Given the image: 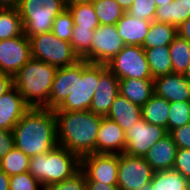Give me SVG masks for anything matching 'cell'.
Wrapping results in <instances>:
<instances>
[{"instance_id": "obj_45", "label": "cell", "mask_w": 190, "mask_h": 190, "mask_svg": "<svg viewBox=\"0 0 190 190\" xmlns=\"http://www.w3.org/2000/svg\"><path fill=\"white\" fill-rule=\"evenodd\" d=\"M21 0H0V7L5 9H18Z\"/></svg>"}, {"instance_id": "obj_16", "label": "cell", "mask_w": 190, "mask_h": 190, "mask_svg": "<svg viewBox=\"0 0 190 190\" xmlns=\"http://www.w3.org/2000/svg\"><path fill=\"white\" fill-rule=\"evenodd\" d=\"M31 107L15 86L0 97V129L12 131Z\"/></svg>"}, {"instance_id": "obj_18", "label": "cell", "mask_w": 190, "mask_h": 190, "mask_svg": "<svg viewBox=\"0 0 190 190\" xmlns=\"http://www.w3.org/2000/svg\"><path fill=\"white\" fill-rule=\"evenodd\" d=\"M176 151L177 145L168 133L149 149L144 159L155 172L164 171L173 168Z\"/></svg>"}, {"instance_id": "obj_4", "label": "cell", "mask_w": 190, "mask_h": 190, "mask_svg": "<svg viewBox=\"0 0 190 190\" xmlns=\"http://www.w3.org/2000/svg\"><path fill=\"white\" fill-rule=\"evenodd\" d=\"M80 169L81 159L57 145L48 153L31 157L28 172L44 186L71 178Z\"/></svg>"}, {"instance_id": "obj_44", "label": "cell", "mask_w": 190, "mask_h": 190, "mask_svg": "<svg viewBox=\"0 0 190 190\" xmlns=\"http://www.w3.org/2000/svg\"><path fill=\"white\" fill-rule=\"evenodd\" d=\"M177 34L190 42V18L177 28Z\"/></svg>"}, {"instance_id": "obj_8", "label": "cell", "mask_w": 190, "mask_h": 190, "mask_svg": "<svg viewBox=\"0 0 190 190\" xmlns=\"http://www.w3.org/2000/svg\"><path fill=\"white\" fill-rule=\"evenodd\" d=\"M106 66L118 79H153L142 46L125 45Z\"/></svg>"}, {"instance_id": "obj_34", "label": "cell", "mask_w": 190, "mask_h": 190, "mask_svg": "<svg viewBox=\"0 0 190 190\" xmlns=\"http://www.w3.org/2000/svg\"><path fill=\"white\" fill-rule=\"evenodd\" d=\"M168 116V133L190 123V102H170Z\"/></svg>"}, {"instance_id": "obj_37", "label": "cell", "mask_w": 190, "mask_h": 190, "mask_svg": "<svg viewBox=\"0 0 190 190\" xmlns=\"http://www.w3.org/2000/svg\"><path fill=\"white\" fill-rule=\"evenodd\" d=\"M156 9L154 0H134L127 12L135 18L154 21Z\"/></svg>"}, {"instance_id": "obj_24", "label": "cell", "mask_w": 190, "mask_h": 190, "mask_svg": "<svg viewBox=\"0 0 190 190\" xmlns=\"http://www.w3.org/2000/svg\"><path fill=\"white\" fill-rule=\"evenodd\" d=\"M170 102L155 94L141 107L142 118L149 124L159 125L167 129Z\"/></svg>"}, {"instance_id": "obj_15", "label": "cell", "mask_w": 190, "mask_h": 190, "mask_svg": "<svg viewBox=\"0 0 190 190\" xmlns=\"http://www.w3.org/2000/svg\"><path fill=\"white\" fill-rule=\"evenodd\" d=\"M154 94L169 102H189L190 81L178 73L159 76L154 79Z\"/></svg>"}, {"instance_id": "obj_43", "label": "cell", "mask_w": 190, "mask_h": 190, "mask_svg": "<svg viewBox=\"0 0 190 190\" xmlns=\"http://www.w3.org/2000/svg\"><path fill=\"white\" fill-rule=\"evenodd\" d=\"M86 190H120L117 186L106 185L100 182L87 181Z\"/></svg>"}, {"instance_id": "obj_38", "label": "cell", "mask_w": 190, "mask_h": 190, "mask_svg": "<svg viewBox=\"0 0 190 190\" xmlns=\"http://www.w3.org/2000/svg\"><path fill=\"white\" fill-rule=\"evenodd\" d=\"M10 190H42V184L29 172L10 176Z\"/></svg>"}, {"instance_id": "obj_48", "label": "cell", "mask_w": 190, "mask_h": 190, "mask_svg": "<svg viewBox=\"0 0 190 190\" xmlns=\"http://www.w3.org/2000/svg\"><path fill=\"white\" fill-rule=\"evenodd\" d=\"M93 1L94 0H64L66 8H68L71 5L91 3Z\"/></svg>"}, {"instance_id": "obj_14", "label": "cell", "mask_w": 190, "mask_h": 190, "mask_svg": "<svg viewBox=\"0 0 190 190\" xmlns=\"http://www.w3.org/2000/svg\"><path fill=\"white\" fill-rule=\"evenodd\" d=\"M119 94V79L107 68L106 64H99L98 86L93 94L89 110L106 117L114 99Z\"/></svg>"}, {"instance_id": "obj_27", "label": "cell", "mask_w": 190, "mask_h": 190, "mask_svg": "<svg viewBox=\"0 0 190 190\" xmlns=\"http://www.w3.org/2000/svg\"><path fill=\"white\" fill-rule=\"evenodd\" d=\"M151 185L153 190H190V180L174 169L154 172Z\"/></svg>"}, {"instance_id": "obj_26", "label": "cell", "mask_w": 190, "mask_h": 190, "mask_svg": "<svg viewBox=\"0 0 190 190\" xmlns=\"http://www.w3.org/2000/svg\"><path fill=\"white\" fill-rule=\"evenodd\" d=\"M177 35V27L174 25L152 21L142 47L169 46Z\"/></svg>"}, {"instance_id": "obj_5", "label": "cell", "mask_w": 190, "mask_h": 190, "mask_svg": "<svg viewBox=\"0 0 190 190\" xmlns=\"http://www.w3.org/2000/svg\"><path fill=\"white\" fill-rule=\"evenodd\" d=\"M99 81V64L80 60L73 65L72 92L65 101L54 110L87 111L89 110Z\"/></svg>"}, {"instance_id": "obj_50", "label": "cell", "mask_w": 190, "mask_h": 190, "mask_svg": "<svg viewBox=\"0 0 190 190\" xmlns=\"http://www.w3.org/2000/svg\"><path fill=\"white\" fill-rule=\"evenodd\" d=\"M183 75L190 81V63L187 66V69Z\"/></svg>"}, {"instance_id": "obj_35", "label": "cell", "mask_w": 190, "mask_h": 190, "mask_svg": "<svg viewBox=\"0 0 190 190\" xmlns=\"http://www.w3.org/2000/svg\"><path fill=\"white\" fill-rule=\"evenodd\" d=\"M74 22L68 9L58 14L54 19L52 32L58 39L70 42L73 33Z\"/></svg>"}, {"instance_id": "obj_10", "label": "cell", "mask_w": 190, "mask_h": 190, "mask_svg": "<svg viewBox=\"0 0 190 190\" xmlns=\"http://www.w3.org/2000/svg\"><path fill=\"white\" fill-rule=\"evenodd\" d=\"M125 46L115 25H100L94 30L91 50L83 59L89 63L106 64Z\"/></svg>"}, {"instance_id": "obj_40", "label": "cell", "mask_w": 190, "mask_h": 190, "mask_svg": "<svg viewBox=\"0 0 190 190\" xmlns=\"http://www.w3.org/2000/svg\"><path fill=\"white\" fill-rule=\"evenodd\" d=\"M177 148L190 150V123L169 132Z\"/></svg>"}, {"instance_id": "obj_13", "label": "cell", "mask_w": 190, "mask_h": 190, "mask_svg": "<svg viewBox=\"0 0 190 190\" xmlns=\"http://www.w3.org/2000/svg\"><path fill=\"white\" fill-rule=\"evenodd\" d=\"M30 59V41L25 34L0 41V72L14 77Z\"/></svg>"}, {"instance_id": "obj_17", "label": "cell", "mask_w": 190, "mask_h": 190, "mask_svg": "<svg viewBox=\"0 0 190 190\" xmlns=\"http://www.w3.org/2000/svg\"><path fill=\"white\" fill-rule=\"evenodd\" d=\"M126 149L124 130L113 120L103 117L97 135V154H122Z\"/></svg>"}, {"instance_id": "obj_9", "label": "cell", "mask_w": 190, "mask_h": 190, "mask_svg": "<svg viewBox=\"0 0 190 190\" xmlns=\"http://www.w3.org/2000/svg\"><path fill=\"white\" fill-rule=\"evenodd\" d=\"M154 172L144 157L119 154L117 187L120 190H139L151 182Z\"/></svg>"}, {"instance_id": "obj_29", "label": "cell", "mask_w": 190, "mask_h": 190, "mask_svg": "<svg viewBox=\"0 0 190 190\" xmlns=\"http://www.w3.org/2000/svg\"><path fill=\"white\" fill-rule=\"evenodd\" d=\"M169 50L173 73L184 74L190 63V42L177 35Z\"/></svg>"}, {"instance_id": "obj_19", "label": "cell", "mask_w": 190, "mask_h": 190, "mask_svg": "<svg viewBox=\"0 0 190 190\" xmlns=\"http://www.w3.org/2000/svg\"><path fill=\"white\" fill-rule=\"evenodd\" d=\"M152 21L141 20L125 12L117 22L116 30L125 45L142 46Z\"/></svg>"}, {"instance_id": "obj_51", "label": "cell", "mask_w": 190, "mask_h": 190, "mask_svg": "<svg viewBox=\"0 0 190 190\" xmlns=\"http://www.w3.org/2000/svg\"><path fill=\"white\" fill-rule=\"evenodd\" d=\"M139 190H153L151 182L147 185L142 186Z\"/></svg>"}, {"instance_id": "obj_46", "label": "cell", "mask_w": 190, "mask_h": 190, "mask_svg": "<svg viewBox=\"0 0 190 190\" xmlns=\"http://www.w3.org/2000/svg\"><path fill=\"white\" fill-rule=\"evenodd\" d=\"M10 176L0 169V190L9 189Z\"/></svg>"}, {"instance_id": "obj_3", "label": "cell", "mask_w": 190, "mask_h": 190, "mask_svg": "<svg viewBox=\"0 0 190 190\" xmlns=\"http://www.w3.org/2000/svg\"><path fill=\"white\" fill-rule=\"evenodd\" d=\"M57 68L31 58L14 76V86L30 107L48 108Z\"/></svg>"}, {"instance_id": "obj_42", "label": "cell", "mask_w": 190, "mask_h": 190, "mask_svg": "<svg viewBox=\"0 0 190 190\" xmlns=\"http://www.w3.org/2000/svg\"><path fill=\"white\" fill-rule=\"evenodd\" d=\"M14 86V77L0 72V97Z\"/></svg>"}, {"instance_id": "obj_22", "label": "cell", "mask_w": 190, "mask_h": 190, "mask_svg": "<svg viewBox=\"0 0 190 190\" xmlns=\"http://www.w3.org/2000/svg\"><path fill=\"white\" fill-rule=\"evenodd\" d=\"M73 65L56 71L49 95V109H57L72 92Z\"/></svg>"}, {"instance_id": "obj_11", "label": "cell", "mask_w": 190, "mask_h": 190, "mask_svg": "<svg viewBox=\"0 0 190 190\" xmlns=\"http://www.w3.org/2000/svg\"><path fill=\"white\" fill-rule=\"evenodd\" d=\"M167 134L166 128L149 124L141 119L131 129L125 131L126 149L124 153L144 157L149 149Z\"/></svg>"}, {"instance_id": "obj_23", "label": "cell", "mask_w": 190, "mask_h": 190, "mask_svg": "<svg viewBox=\"0 0 190 190\" xmlns=\"http://www.w3.org/2000/svg\"><path fill=\"white\" fill-rule=\"evenodd\" d=\"M190 18V0H174L171 4L160 5L156 9L154 21L179 27Z\"/></svg>"}, {"instance_id": "obj_39", "label": "cell", "mask_w": 190, "mask_h": 190, "mask_svg": "<svg viewBox=\"0 0 190 190\" xmlns=\"http://www.w3.org/2000/svg\"><path fill=\"white\" fill-rule=\"evenodd\" d=\"M178 171L183 177L190 180V150L177 148L175 163L173 168Z\"/></svg>"}, {"instance_id": "obj_49", "label": "cell", "mask_w": 190, "mask_h": 190, "mask_svg": "<svg viewBox=\"0 0 190 190\" xmlns=\"http://www.w3.org/2000/svg\"><path fill=\"white\" fill-rule=\"evenodd\" d=\"M156 6L159 7L160 5L171 4L174 0H154Z\"/></svg>"}, {"instance_id": "obj_2", "label": "cell", "mask_w": 190, "mask_h": 190, "mask_svg": "<svg viewBox=\"0 0 190 190\" xmlns=\"http://www.w3.org/2000/svg\"><path fill=\"white\" fill-rule=\"evenodd\" d=\"M12 132L15 147L29 158L48 153L58 145L56 117L48 108L31 107Z\"/></svg>"}, {"instance_id": "obj_1", "label": "cell", "mask_w": 190, "mask_h": 190, "mask_svg": "<svg viewBox=\"0 0 190 190\" xmlns=\"http://www.w3.org/2000/svg\"><path fill=\"white\" fill-rule=\"evenodd\" d=\"M57 143L80 159L96 153L97 135L103 116L87 111L53 110Z\"/></svg>"}, {"instance_id": "obj_47", "label": "cell", "mask_w": 190, "mask_h": 190, "mask_svg": "<svg viewBox=\"0 0 190 190\" xmlns=\"http://www.w3.org/2000/svg\"><path fill=\"white\" fill-rule=\"evenodd\" d=\"M120 6L121 8L127 12L128 9L131 7V5L133 4L134 0H115Z\"/></svg>"}, {"instance_id": "obj_21", "label": "cell", "mask_w": 190, "mask_h": 190, "mask_svg": "<svg viewBox=\"0 0 190 190\" xmlns=\"http://www.w3.org/2000/svg\"><path fill=\"white\" fill-rule=\"evenodd\" d=\"M119 92L131 103L142 107L154 95V79H119Z\"/></svg>"}, {"instance_id": "obj_20", "label": "cell", "mask_w": 190, "mask_h": 190, "mask_svg": "<svg viewBox=\"0 0 190 190\" xmlns=\"http://www.w3.org/2000/svg\"><path fill=\"white\" fill-rule=\"evenodd\" d=\"M107 118L115 121L124 132L131 129L142 118L141 107L119 94L111 106Z\"/></svg>"}, {"instance_id": "obj_31", "label": "cell", "mask_w": 190, "mask_h": 190, "mask_svg": "<svg viewBox=\"0 0 190 190\" xmlns=\"http://www.w3.org/2000/svg\"><path fill=\"white\" fill-rule=\"evenodd\" d=\"M30 158L19 150L13 147L0 161V169L7 175L13 176L28 172Z\"/></svg>"}, {"instance_id": "obj_33", "label": "cell", "mask_w": 190, "mask_h": 190, "mask_svg": "<svg viewBox=\"0 0 190 190\" xmlns=\"http://www.w3.org/2000/svg\"><path fill=\"white\" fill-rule=\"evenodd\" d=\"M93 36L94 30H89V28H73L70 43L74 53L80 60H83L89 54Z\"/></svg>"}, {"instance_id": "obj_6", "label": "cell", "mask_w": 190, "mask_h": 190, "mask_svg": "<svg viewBox=\"0 0 190 190\" xmlns=\"http://www.w3.org/2000/svg\"><path fill=\"white\" fill-rule=\"evenodd\" d=\"M66 8L64 0H21L18 11L29 38L52 31L54 19Z\"/></svg>"}, {"instance_id": "obj_28", "label": "cell", "mask_w": 190, "mask_h": 190, "mask_svg": "<svg viewBox=\"0 0 190 190\" xmlns=\"http://www.w3.org/2000/svg\"><path fill=\"white\" fill-rule=\"evenodd\" d=\"M23 34L24 27L18 9L2 8L0 11V41Z\"/></svg>"}, {"instance_id": "obj_25", "label": "cell", "mask_w": 190, "mask_h": 190, "mask_svg": "<svg viewBox=\"0 0 190 190\" xmlns=\"http://www.w3.org/2000/svg\"><path fill=\"white\" fill-rule=\"evenodd\" d=\"M152 78L173 73L169 46L144 48Z\"/></svg>"}, {"instance_id": "obj_41", "label": "cell", "mask_w": 190, "mask_h": 190, "mask_svg": "<svg viewBox=\"0 0 190 190\" xmlns=\"http://www.w3.org/2000/svg\"><path fill=\"white\" fill-rule=\"evenodd\" d=\"M14 146L13 132L0 129V161Z\"/></svg>"}, {"instance_id": "obj_32", "label": "cell", "mask_w": 190, "mask_h": 190, "mask_svg": "<svg viewBox=\"0 0 190 190\" xmlns=\"http://www.w3.org/2000/svg\"><path fill=\"white\" fill-rule=\"evenodd\" d=\"M92 5L100 25H116L125 13L115 0H94Z\"/></svg>"}, {"instance_id": "obj_30", "label": "cell", "mask_w": 190, "mask_h": 190, "mask_svg": "<svg viewBox=\"0 0 190 190\" xmlns=\"http://www.w3.org/2000/svg\"><path fill=\"white\" fill-rule=\"evenodd\" d=\"M73 18V28H89L95 30L100 26V22L91 3L71 5L67 8Z\"/></svg>"}, {"instance_id": "obj_12", "label": "cell", "mask_w": 190, "mask_h": 190, "mask_svg": "<svg viewBox=\"0 0 190 190\" xmlns=\"http://www.w3.org/2000/svg\"><path fill=\"white\" fill-rule=\"evenodd\" d=\"M119 154H89L81 158L87 181L117 186Z\"/></svg>"}, {"instance_id": "obj_36", "label": "cell", "mask_w": 190, "mask_h": 190, "mask_svg": "<svg viewBox=\"0 0 190 190\" xmlns=\"http://www.w3.org/2000/svg\"><path fill=\"white\" fill-rule=\"evenodd\" d=\"M86 174L80 169L71 178L42 186V190H86Z\"/></svg>"}, {"instance_id": "obj_7", "label": "cell", "mask_w": 190, "mask_h": 190, "mask_svg": "<svg viewBox=\"0 0 190 190\" xmlns=\"http://www.w3.org/2000/svg\"><path fill=\"white\" fill-rule=\"evenodd\" d=\"M31 58L51 64L57 69L80 61L70 42L58 39L52 31L29 37Z\"/></svg>"}]
</instances>
